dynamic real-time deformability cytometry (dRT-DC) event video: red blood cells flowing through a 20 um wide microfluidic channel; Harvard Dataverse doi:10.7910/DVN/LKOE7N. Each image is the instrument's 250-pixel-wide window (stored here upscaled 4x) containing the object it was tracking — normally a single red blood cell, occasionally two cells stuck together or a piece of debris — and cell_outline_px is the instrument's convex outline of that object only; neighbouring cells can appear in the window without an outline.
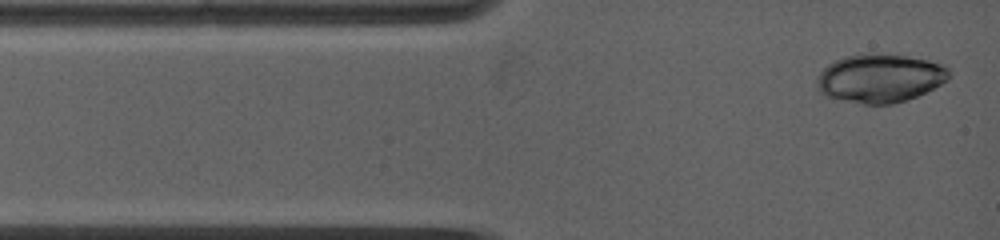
{"species": "common noctule bat (a hibernating species)", "species_latin": "Nyctalus noctula", "temperature_condition": "warm", "stored_images_in_passage": 3, "camera_frame_rate_fps": 5000, "um_per_image_px": 0.085, "animal": {"sex": "female", "body_mass_g": 19.0, "forearm_length_mm": 53.3}, "frame": {"image": 1, "passage_image": 1, "time_ms": 0.0, "image_size_px": [1000, 240], "cell_outline_px": [[948, 80], [916, 96], [892, 104], [864, 104], [824, 96], [816, 92], [816, 80], [820, 72], [828, 64], [844, 56], [860, 52], [872, 52], [908, 56], [928, 60], [944, 64], [948, 68]], "centroid_in_image_um": [74.74, 6.62], "position_along_channel_um": 10.3, "area_um2": 37.74}}